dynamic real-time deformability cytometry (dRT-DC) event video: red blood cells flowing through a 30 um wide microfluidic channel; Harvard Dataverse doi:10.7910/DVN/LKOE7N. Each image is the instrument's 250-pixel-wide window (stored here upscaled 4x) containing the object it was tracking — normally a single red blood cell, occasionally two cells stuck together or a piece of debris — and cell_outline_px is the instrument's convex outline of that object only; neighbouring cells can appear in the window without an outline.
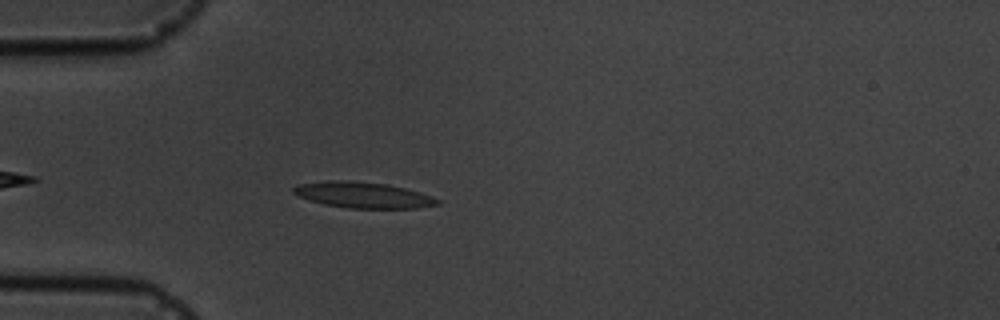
{"species": "common noctule bat (a hibernating species)", "species_latin": "Nyctalus noctula", "temperature_condition": "cold", "stored_images_in_passage": 3, "camera_frame_rate_fps": 3000, "um_per_image_px": 0.085, "animal": {"sex": "male", "body_mass_g": 19.5, "forearm_length_mm": 54.6}, "frame": {"image": 1, "passage_image": 3, "time_ms": 2.333, "image_size_px": [1000, 320], "cell_outline_px": [[440, 204], [416, 208], [348, 208], [324, 204], [300, 196], [292, 192], [292, 188], [300, 184], [328, 180], [348, 180], [388, 184], [420, 192], [432, 196], [440, 200]], "centroid_in_image_um": [30.89, 16.57], "position_along_channel_um": 54.1, "area_um2": 21.62}}